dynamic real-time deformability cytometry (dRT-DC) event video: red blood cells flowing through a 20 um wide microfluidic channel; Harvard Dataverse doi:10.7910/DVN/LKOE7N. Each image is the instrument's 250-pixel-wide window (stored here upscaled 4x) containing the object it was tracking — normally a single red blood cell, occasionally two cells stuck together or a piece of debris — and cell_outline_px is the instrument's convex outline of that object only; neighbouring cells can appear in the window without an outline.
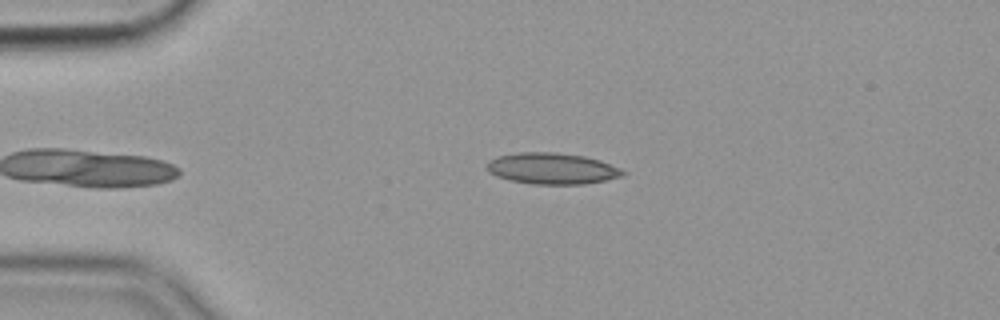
{"species": "common noctule bat (a hibernating species)", "species_latin": "Nyctalus noctula", "temperature_condition": "cold", "stored_images_in_passage": 40, "camera_frame_rate_fps": 3000, "um_per_image_px": 0.085, "animal": {"sex": "female", "body_mass_g": 19.9}, "frame": {"image": 1, "passage_image": 4, "time_ms": 1.0, "image_size_px": [1000, 320], "cell_outline_px": [[628, 172], [624, 176], [584, 184], [532, 184], [512, 180], [496, 176], [488, 172], [488, 160], [500, 156], [520, 152], [556, 152], [584, 156], [600, 160], [620, 168]], "centroid_in_image_um": [46.96, 14.32], "position_along_channel_um": 38.0, "area_um2": 24.68}}
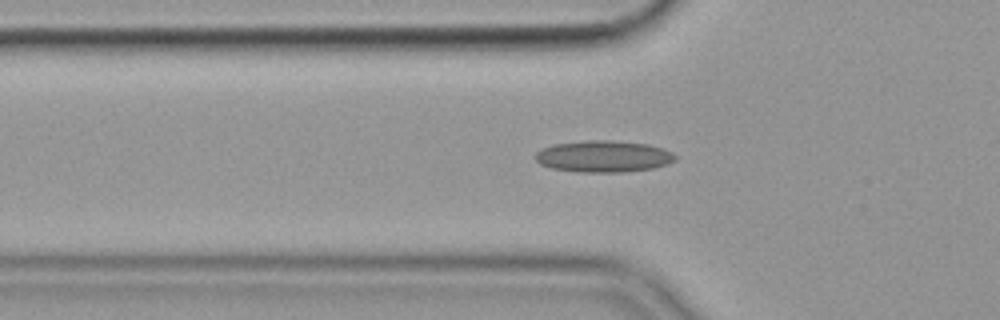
{"frame": {"image": 2, "passage_image": 10, "time_ms": 3.0, "image_size_px": [1000, 320], "cell_outline_px": [[676, 160], [668, 164], [652, 168], [624, 172], [580, 172], [552, 168], [540, 164], [536, 160], [536, 152], [552, 144], [588, 140], [612, 140], [648, 144], [672, 152], [676, 156]], "centroid_in_image_um": [51.3, 13.29], "position_along_channel_um": 74.5, "area_um2": 25.72}}
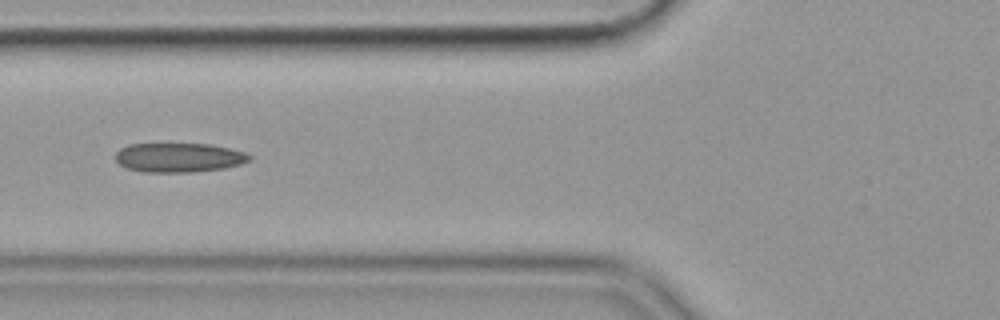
{"frame": {"image": 3, "passage_image": 13, "time_ms": 4.0, "image_size_px": [1000, 320], "cell_outline_px": [[252, 160], [240, 164], [224, 168], [192, 172], [144, 172], [128, 168], [120, 164], [116, 160], [116, 152], [120, 148], [128, 144], [208, 144], [228, 148], [244, 152], [252, 156]], "centroid_in_image_um": [15.21, 13.39], "position_along_channel_um": 110.6, "area_um2": 22.77}, "authors_computed_cell_mechanics": {"area_um2": 22.8888, "velocity_mm_per_s": 3.5811, "shape_relaxation_time_tau1_ms": 11.1579, "shape_relaxation_time_tau2_ms": 2.4593, "deformation_change_tau1": 0.1895, "deformation_change_tau2": 0.1174}}